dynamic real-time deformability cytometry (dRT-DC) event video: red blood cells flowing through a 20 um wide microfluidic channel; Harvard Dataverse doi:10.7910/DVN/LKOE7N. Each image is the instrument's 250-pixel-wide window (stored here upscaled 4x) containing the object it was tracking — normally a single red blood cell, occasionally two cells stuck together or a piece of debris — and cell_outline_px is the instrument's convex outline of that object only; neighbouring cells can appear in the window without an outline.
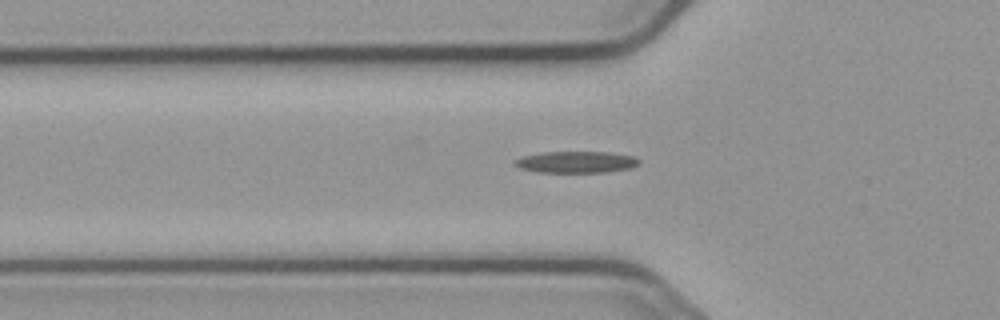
{"species": "common noctule bat (a hibernating species)", "species_latin": "Nyctalus noctula", "temperature_condition": "cold", "stored_images_in_passage": 39, "camera_frame_rate_fps": 3000, "um_per_image_px": 0.085, "animal": {"sex": "male", "body_mass_g": 23.1, "forearm_length_mm": 52.7}, "frame": {"image": 1, "passage_image": 3, "time_ms": 0.667, "image_size_px": [1000, 320], "cell_outline_px": [[640, 164], [632, 168], [608, 172], [536, 172], [520, 168], [512, 164], [512, 160], [524, 156], [544, 152], [608, 152], [632, 156], [640, 160]], "centroid_in_image_um": [48.97, 13.78], "position_along_channel_um": 76.8, "area_um2": 15.72}}
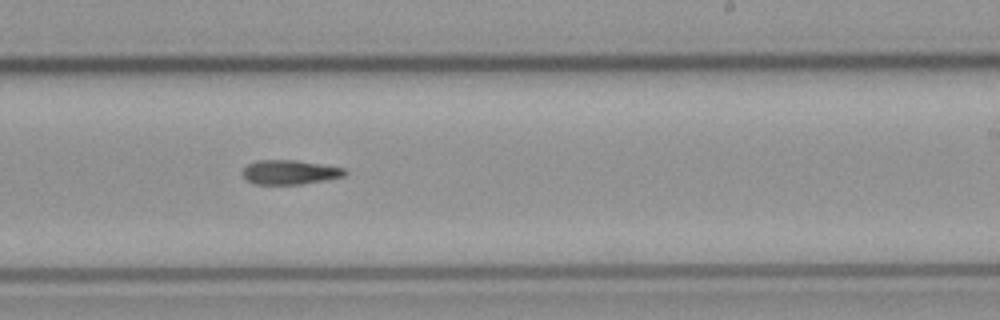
{"frame": {"image": 2, "passage_image": 18, "time_ms": 5.667, "image_size_px": [1000, 320], "cell_outline_px": [[348, 172], [344, 176], [324, 180], [300, 184], [256, 184], [244, 180], [240, 172], [248, 164], [256, 160], [296, 160], [344, 168]], "centroid_in_image_um": [24.57, 14.64], "position_along_channel_um": 264.4, "area_um2": 14.57}}
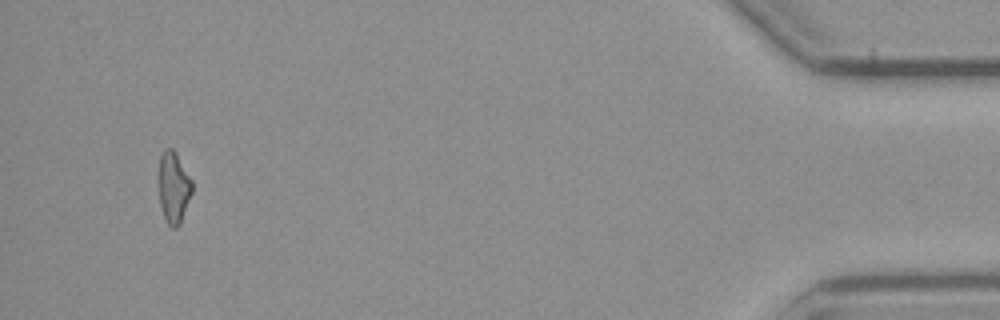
{"frame": {"image": 3, "passage_image": 37, "time_ms": 12.0, "image_size_px": [1000, 320], "cell_outline_px": [[192, 192], [180, 224], [176, 228], [172, 228], [168, 224], [164, 216], [160, 204], [156, 184], [156, 180], [160, 156], [164, 148], [172, 148], [176, 152], [192, 180]], "centroid_in_image_um": [14.71, 15.89], "position_along_channel_um": 420.5, "area_um2": 14.39}}